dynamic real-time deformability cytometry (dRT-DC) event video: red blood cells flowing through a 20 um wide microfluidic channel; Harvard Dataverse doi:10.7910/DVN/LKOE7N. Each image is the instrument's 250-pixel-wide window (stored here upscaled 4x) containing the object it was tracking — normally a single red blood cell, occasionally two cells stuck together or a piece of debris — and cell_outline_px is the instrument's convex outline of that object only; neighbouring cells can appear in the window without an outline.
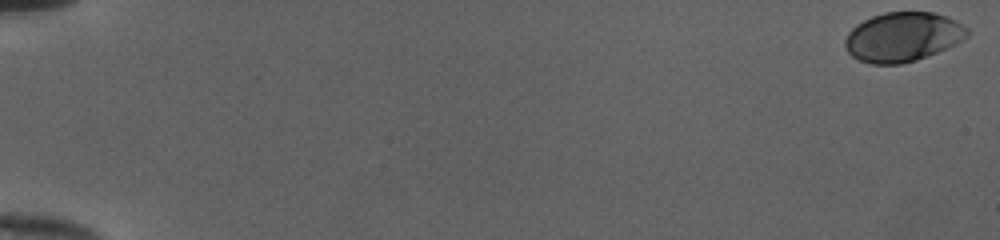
{"species": "human", "species_latin": "Homo sapiens", "temperature_condition": "cold", "stored_images_in_passage": 53, "camera_frame_rate_fps": 3000, "um_per_image_px": 0.085, "donor": {"sex": "female"}, "frame": {"image": 1, "passage_image": 1, "time_ms": 0.0, "image_size_px": [1000, 240], "cell_outline_px": [[968, 36], [964, 40], [956, 44], [916, 60], [900, 64], [872, 64], [860, 60], [852, 56], [848, 52], [844, 44], [844, 40], [848, 32], [856, 24], [872, 16], [884, 12], [932, 12], [948, 16], [956, 20], [968, 28]], "centroid_in_image_um": [76.74, 3.13], "position_along_channel_um": 8.3, "area_um2": 35.26}}
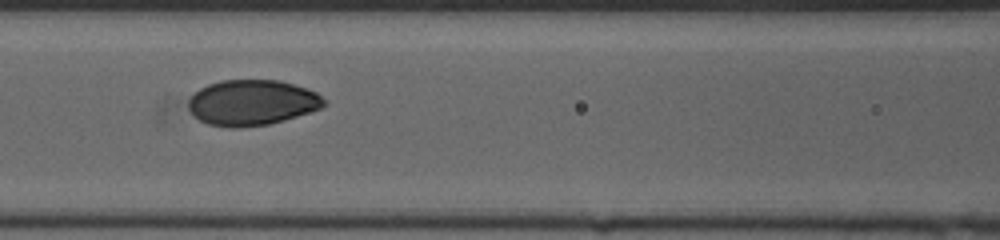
{"frame": {"image": 2, "passage_image": 26, "time_ms": 8.333, "image_size_px": [1000, 240], "cell_outline_px": [[328, 104], [320, 108], [284, 120], [268, 124], [240, 128], [228, 128], [208, 124], [200, 120], [188, 108], [188, 100], [200, 88], [208, 84], [220, 80], [280, 80], [316, 92], [328, 100]], "centroid_in_image_um": [21.43, 8.72], "position_along_channel_um": 145.2, "area_um2": 36.01}}
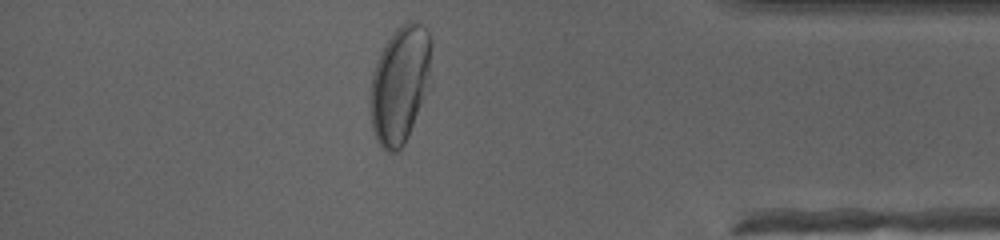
{"frame": {"image": 3, "passage_image": 47, "time_ms": 15.333, "image_size_px": [1000, 240], "cell_outline_px": [[432, 84], [408, 136], [404, 144], [396, 152], [388, 152], [376, 140], [372, 128], [368, 104], [368, 96], [372, 72], [380, 52], [384, 44], [396, 28], [408, 20], [416, 20], [428, 32], [432, 40]], "centroid_in_image_um": [34.01, 7.15], "position_along_channel_um": 401.2, "area_um2": 43.29}, "authors_computed_cell_mechanics": {"area_um2": 35.6626, "velocity_mm_per_s": 4.015, "shape_relaxation_time_tau1_ms": 3.0143, "shape_relaxation_time_tau2_ms": null, "deformation_change_tau1": 0.1227, "deformation_change_tau2": null}}